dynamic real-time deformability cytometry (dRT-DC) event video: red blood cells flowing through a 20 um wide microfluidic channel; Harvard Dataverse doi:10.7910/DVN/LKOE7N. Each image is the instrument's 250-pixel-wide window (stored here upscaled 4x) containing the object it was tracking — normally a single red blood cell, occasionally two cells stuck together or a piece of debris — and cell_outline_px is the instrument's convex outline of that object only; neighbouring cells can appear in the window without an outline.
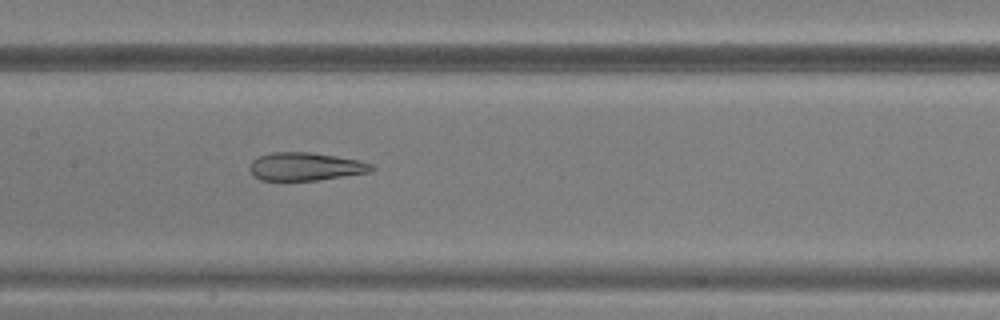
{"species": "common noctule bat (a hibernating species)", "species_latin": "Nyctalus noctula", "temperature_condition": "warm", "stored_images_in_passage": 37, "camera_frame_rate_fps": 3000, "um_per_image_px": 0.085, "animal": {"sex": "male", "body_mass_g": 20.5, "forearm_length_mm": 52.5}, "frame": {"image": 1, "passage_image": 12, "time_ms": 3.667, "image_size_px": [1000, 320], "cell_outline_px": [[376, 168], [368, 172], [316, 180], [260, 180], [252, 176], [248, 168], [248, 164], [252, 160], [260, 156], [272, 152], [308, 152], [336, 156], [360, 160], [372, 164]], "centroid_in_image_um": [25.91, 14.15], "position_along_channel_um": 181.5, "area_um2": 19.94}}
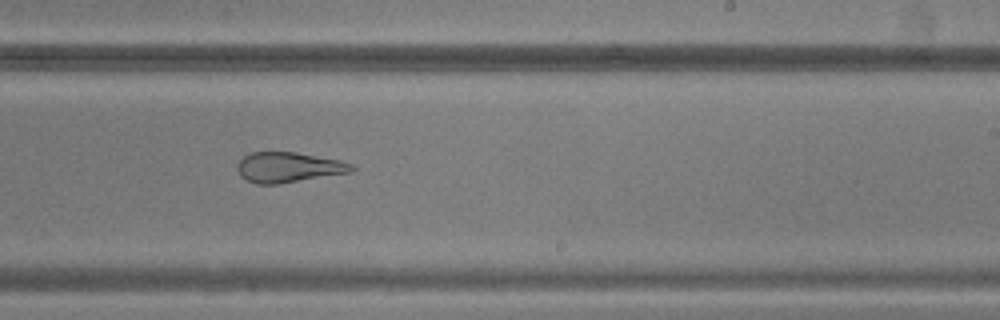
{"frame": {"image": 2, "passage_image": 18, "time_ms": 5.667, "image_size_px": [1000, 320], "cell_outline_px": [[356, 168], [352, 172], [280, 184], [256, 184], [240, 176], [236, 168], [236, 164], [244, 156], [252, 152], [296, 152], [340, 160], [352, 164]], "centroid_in_image_um": [24.52, 14.22], "position_along_channel_um": 264.5, "area_um2": 20.29}}
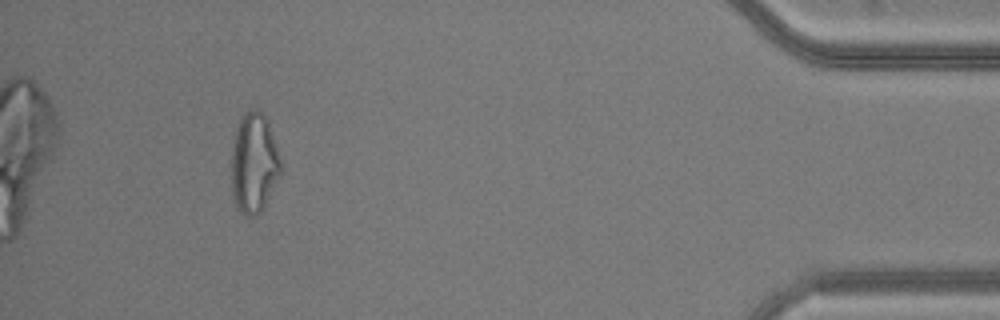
{"frame": {"image": 3, "passage_image": 33, "time_ms": 10.667, "image_size_px": [1000, 320], "cell_outline_px": [[280, 176], [260, 212], [252, 216], [244, 216], [236, 208], [232, 196], [232, 144], [236, 128], [240, 116], [248, 108], [256, 108], [264, 112], [268, 120], [276, 144], [280, 160]], "centroid_in_image_um": [21.57, 13.8], "position_along_channel_um": 413.6, "area_um2": 29.07}}